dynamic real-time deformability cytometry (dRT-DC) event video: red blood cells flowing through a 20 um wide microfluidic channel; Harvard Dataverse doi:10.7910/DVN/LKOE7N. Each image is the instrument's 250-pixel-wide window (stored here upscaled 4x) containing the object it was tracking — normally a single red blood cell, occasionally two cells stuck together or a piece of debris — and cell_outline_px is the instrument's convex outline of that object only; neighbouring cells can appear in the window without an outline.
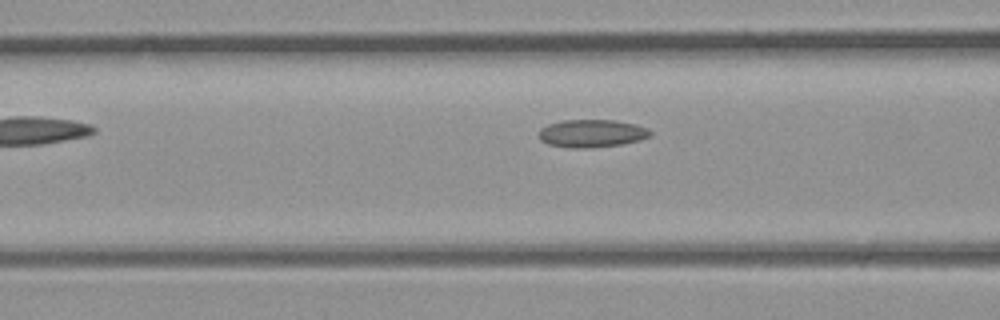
{"species": "common noctule bat (a hibernating species)", "species_latin": "Nyctalus noctula", "temperature_condition": "room temperature", "stored_images_in_passage": 6, "camera_frame_rate_fps": 3000, "um_per_image_px": 0.085, "animal": {"sex": "male", "body_mass_g": 23.1, "forearm_length_mm": 52.7}, "frame": {"image": 1, "passage_image": 6, "time_ms": 1.667, "image_size_px": [1000, 320], "cell_outline_px": [[652, 136], [640, 140], [620, 144], [588, 148], [568, 148], [548, 144], [540, 140], [540, 128], [548, 124], [564, 120], [616, 120], [636, 124], [648, 128], [652, 132]], "centroid_in_image_um": [50.32, 11.33], "position_along_channel_um": 116.3, "area_um2": 18.15}}